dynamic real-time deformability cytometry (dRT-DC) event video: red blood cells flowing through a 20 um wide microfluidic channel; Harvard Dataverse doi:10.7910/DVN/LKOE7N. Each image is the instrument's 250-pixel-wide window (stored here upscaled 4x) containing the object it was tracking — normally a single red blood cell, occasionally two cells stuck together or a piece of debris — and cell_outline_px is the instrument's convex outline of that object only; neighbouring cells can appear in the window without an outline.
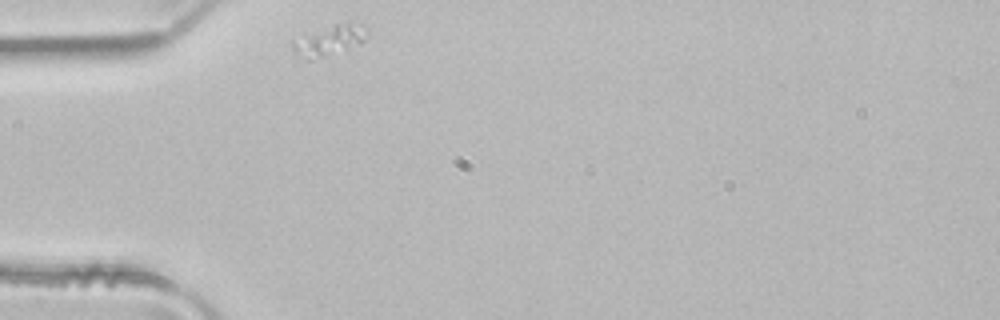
{"species": "common noctule bat (a hibernating species)", "species_latin": "Nyctalus noctula", "temperature_condition": "room temperature", "stored_images_in_passage": 1, "camera_frame_rate_fps": 3000, "um_per_image_px": 0.085, "animal": {"sex": "male", "body_mass_g": 21.5, "forearm_length_mm": 52.0}, "frame": {"image": 1, "passage_image": 1, "time_ms": 0.0, "image_size_px": [1000, 320], "cell_outline_px": [[368, 36], [360, 44], [312, 60], [296, 60], [292, 56], [292, 40], [336, 24], [364, 24], [368, 28]], "centroid_in_image_um": [27.93, 3.49], "position_along_channel_um": 57.1, "area_um2": 13.18}}